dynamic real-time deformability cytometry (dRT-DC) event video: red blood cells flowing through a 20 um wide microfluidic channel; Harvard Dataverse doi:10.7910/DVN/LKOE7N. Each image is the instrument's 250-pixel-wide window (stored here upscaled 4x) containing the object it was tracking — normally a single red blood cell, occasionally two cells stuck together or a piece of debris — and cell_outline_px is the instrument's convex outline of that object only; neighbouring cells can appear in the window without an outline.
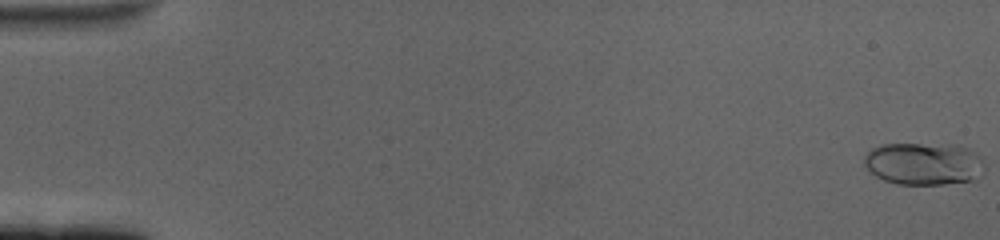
{"species": "human", "species_latin": "Homo sapiens", "temperature_condition": "cold", "stored_images_in_passage": 61, "camera_frame_rate_fps": 3000, "um_per_image_px": 0.085, "donor": {"sex": "female"}, "frame": {"image": 1, "passage_image": 1, "time_ms": 0.0, "image_size_px": [1000, 240], "cell_outline_px": [[984, 172], [976, 180], [944, 184], [896, 184], [884, 180], [876, 176], [864, 164], [864, 156], [872, 148], [880, 144], [960, 144], [976, 152], [984, 160]], "centroid_in_image_um": [78.58, 13.9], "position_along_channel_um": 6.4, "area_um2": 30.29}}
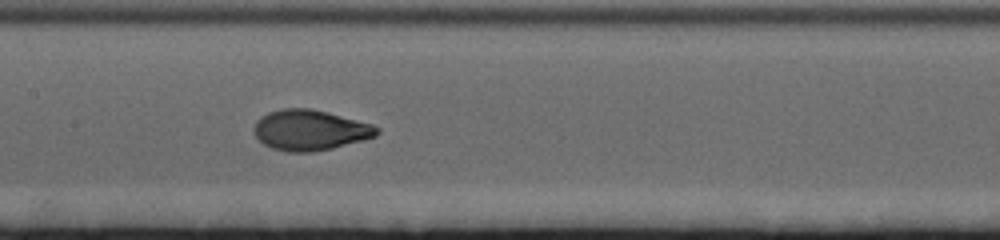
{"frame": {"image": 2, "passage_image": 31, "time_ms": 10.0, "image_size_px": [1000, 240], "cell_outline_px": [[380, 132], [376, 136], [364, 140], [332, 148], [312, 152], [288, 152], [272, 148], [264, 144], [256, 136], [252, 128], [256, 120], [260, 116], [268, 112], [284, 108], [308, 108], [328, 112], [372, 124], [380, 128]], "centroid_in_image_um": [26.34, 11.05], "position_along_channel_um": 181.1, "area_um2": 29.13}}
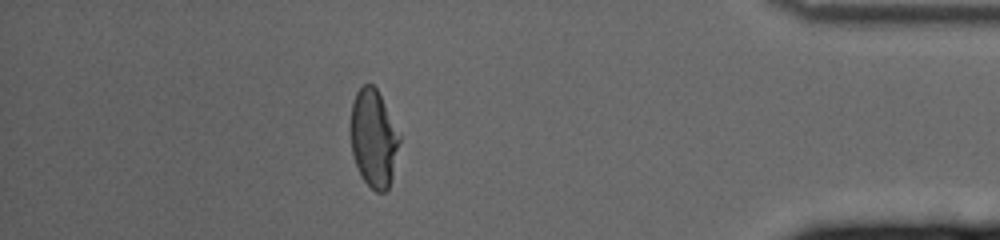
{"frame": {"image": 3, "passage_image": 54, "time_ms": 17.667, "image_size_px": [1000, 240], "cell_outline_px": [[400, 140], [392, 176], [388, 188], [384, 192], [376, 192], [364, 180], [356, 164], [352, 152], [352, 104], [356, 92], [364, 84], [372, 84], [376, 88], [400, 136]], "centroid_in_image_um": [31.76, 11.77], "position_along_channel_um": 403.4, "area_um2": 26.93}, "authors_computed_cell_mechanics": {"area_um2": 28.3798, "velocity_mm_per_s": 3.3909, "shape_relaxation_time_tau1_ms": 4.2601, "shape_relaxation_time_tau2_ms": null, "deformation_change_tau1": 0.1973, "deformation_change_tau2": null}}